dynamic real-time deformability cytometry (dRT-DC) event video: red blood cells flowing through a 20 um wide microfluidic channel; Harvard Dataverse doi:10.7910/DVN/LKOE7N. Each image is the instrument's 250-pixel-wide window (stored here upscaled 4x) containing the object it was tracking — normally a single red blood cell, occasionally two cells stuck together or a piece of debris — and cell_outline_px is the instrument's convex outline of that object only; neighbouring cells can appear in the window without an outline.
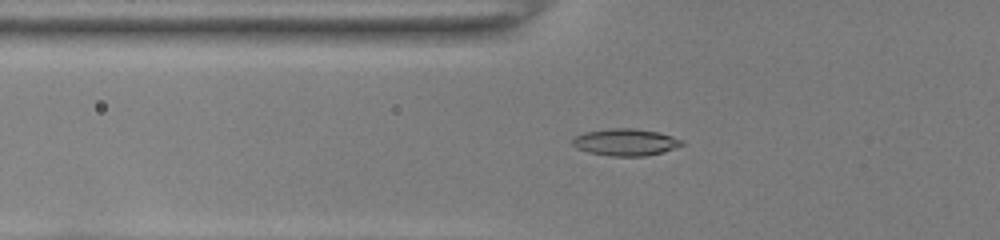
{"species": "common noctule bat (a hibernating species)", "species_latin": "Nyctalus noctula", "temperature_condition": "room temperature", "stored_images_in_passage": 38, "camera_frame_rate_fps": 3000, "um_per_image_px": 0.085, "animal": {"sex": "female", "body_mass_g": 22.0, "forearm_length_mm": 56.7}, "frame": {"image": 1, "passage_image": 6, "time_ms": 1.667, "image_size_px": [1000, 240], "cell_outline_px": [[684, 144], [660, 152], [644, 156], [612, 156], [588, 152], [576, 148], [572, 144], [572, 140], [576, 136], [584, 132], [612, 128], [636, 128], [656, 132], [672, 136], [680, 140]], "centroid_in_image_um": [53.11, 12.08], "position_along_channel_um": 72.7, "area_um2": 16.88}}
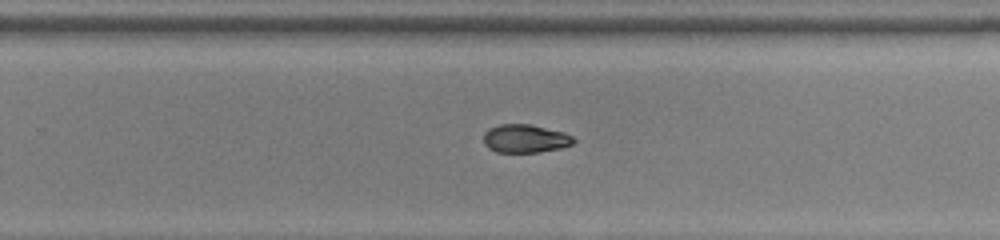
{"frame": {"image": 2, "passage_image": 22, "time_ms": 7.0, "image_size_px": [1000, 240], "cell_outline_px": [[576, 140], [572, 144], [560, 148], [540, 152], [496, 152], [488, 148], [484, 144], [484, 132], [488, 128], [500, 124], [532, 124], [564, 132], [572, 136]], "centroid_in_image_um": [44.63, 11.77], "position_along_channel_um": 285.2, "area_um2": 14.97}}
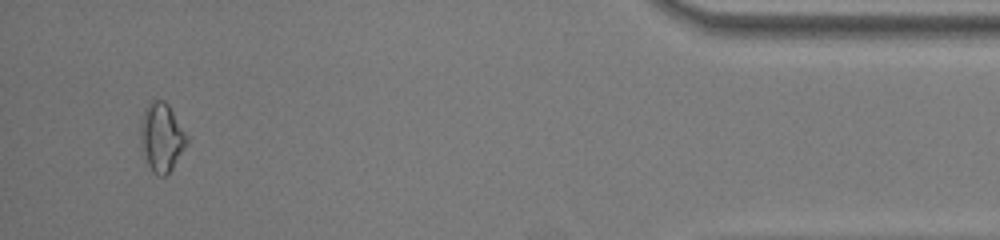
{"frame": {"image": 3, "passage_image": 36, "time_ms": 11.667, "image_size_px": [1000, 240], "cell_outline_px": [[188, 144], [172, 168], [164, 176], [156, 176], [152, 172], [148, 164], [144, 152], [140, 136], [140, 124], [148, 100], [164, 100], [168, 104], [188, 136]], "centroid_in_image_um": [13.75, 11.65], "position_along_channel_um": 421.5, "area_um2": 18.44}}